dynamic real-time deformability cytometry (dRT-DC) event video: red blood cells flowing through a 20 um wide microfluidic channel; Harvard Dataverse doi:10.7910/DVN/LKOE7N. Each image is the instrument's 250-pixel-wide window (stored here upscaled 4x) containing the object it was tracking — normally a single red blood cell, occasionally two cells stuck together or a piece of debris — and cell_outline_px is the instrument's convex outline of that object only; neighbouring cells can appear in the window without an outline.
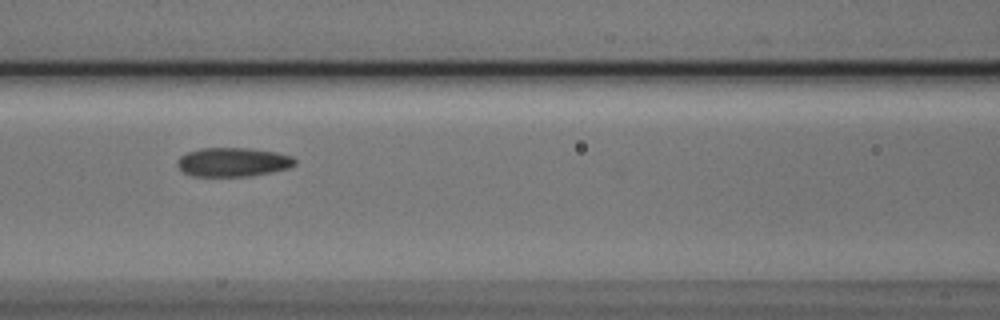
{"species": "Egyptian fruit bat (a non-hibernating species)", "species_latin": "Rousettus aegyptiacus", "temperature_condition": "cold", "stored_images_in_passage": 5, "camera_frame_rate_fps": 3000, "um_per_image_px": 0.085, "animal": {"sex": "male"}, "frame": {"image": 1, "passage_image": 5, "time_ms": 1.333, "image_size_px": [1000, 320], "cell_outline_px": [[296, 164], [288, 168], [272, 172], [252, 176], [192, 176], [184, 172], [176, 164], [176, 160], [180, 156], [188, 152], [200, 148], [248, 148], [276, 152], [292, 156], [296, 160]], "centroid_in_image_um": [19.8, 13.78], "position_along_channel_um": 146.8, "area_um2": 19.94}}